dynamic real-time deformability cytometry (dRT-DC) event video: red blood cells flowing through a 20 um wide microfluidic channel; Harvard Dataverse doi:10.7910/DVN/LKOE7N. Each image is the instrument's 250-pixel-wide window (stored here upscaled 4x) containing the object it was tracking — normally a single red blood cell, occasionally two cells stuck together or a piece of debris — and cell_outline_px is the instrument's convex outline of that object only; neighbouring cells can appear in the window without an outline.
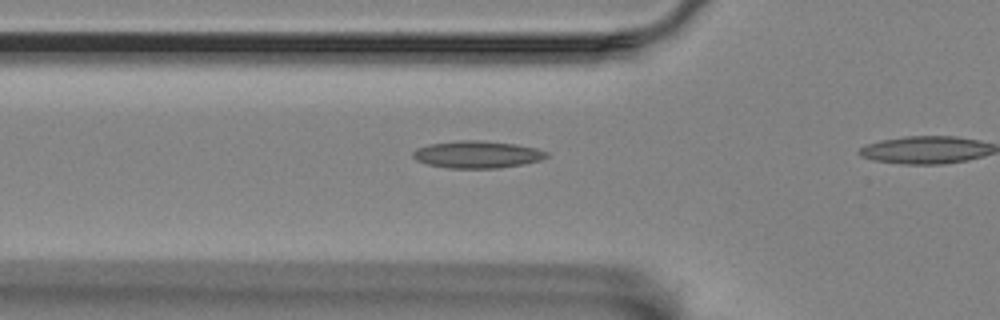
{"species": "Egyptian fruit bat (a non-hibernating species)", "species_latin": "Rousettus aegyptiacus", "temperature_condition": "room temperature", "stored_images_in_passage": 11, "camera_frame_rate_fps": 3000, "um_per_image_px": 0.085, "animal": {"sex": "female"}, "frame": {"image": 1, "passage_image": 10, "time_ms": 3.0, "image_size_px": [1000, 320], "cell_outline_px": [[548, 156], [540, 160], [500, 168], [448, 168], [428, 164], [416, 160], [412, 156], [412, 152], [416, 148], [428, 144], [460, 140], [480, 140], [516, 144], [536, 148], [548, 152]], "centroid_in_image_um": [40.53, 13.12], "position_along_channel_um": 85.3, "area_um2": 21.15}}